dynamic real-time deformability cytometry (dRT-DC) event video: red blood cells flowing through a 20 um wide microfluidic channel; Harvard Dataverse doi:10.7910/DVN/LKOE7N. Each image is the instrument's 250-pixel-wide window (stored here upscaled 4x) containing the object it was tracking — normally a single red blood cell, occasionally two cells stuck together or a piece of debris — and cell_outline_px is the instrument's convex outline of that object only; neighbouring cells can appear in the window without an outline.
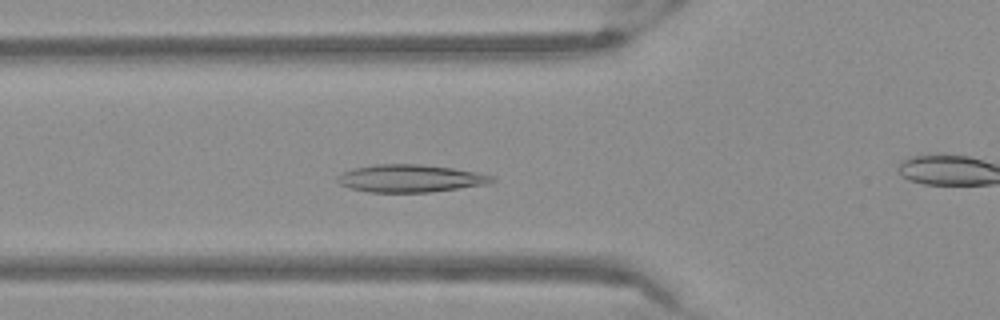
{"species": "Egyptian fruit bat (a non-hibernating species)", "species_latin": "Rousettus aegyptiacus", "temperature_condition": "warm", "stored_images_in_passage": 40, "camera_frame_rate_fps": 3000, "um_per_image_px": 0.085, "frame": {"image": 1, "passage_image": 5, "time_ms": 1.333, "image_size_px": [1000, 320], "cell_outline_px": [[496, 180], [488, 184], [432, 192], [368, 192], [348, 188], [340, 184], [336, 180], [336, 176], [344, 172], [356, 168], [376, 164], [420, 164], [452, 168], [476, 172], [496, 176]], "centroid_in_image_um": [34.9, 15.17], "position_along_channel_um": 90.9, "area_um2": 24.91}}
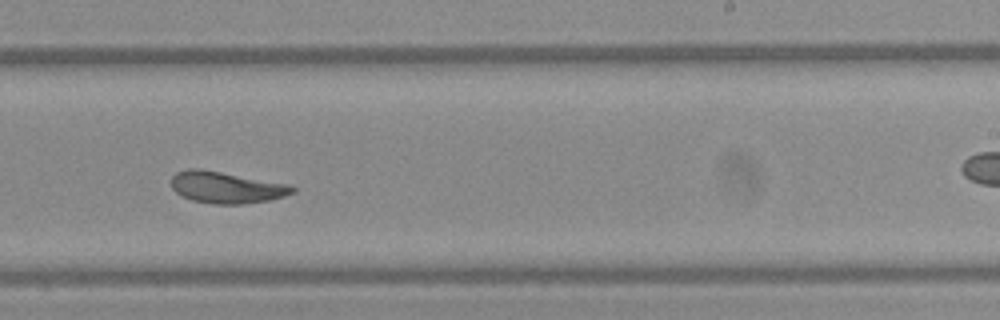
{"frame": {"image": 2, "passage_image": 19, "time_ms": 6.0, "image_size_px": [1000, 320], "cell_outline_px": [[296, 192], [284, 196], [268, 200], [240, 204], [212, 204], [192, 200], [176, 192], [172, 188], [172, 176], [176, 172], [188, 168], [200, 168], [288, 184], [296, 188]], "centroid_in_image_um": [19.23, 15.92], "position_along_channel_um": 269.8, "area_um2": 22.2}}
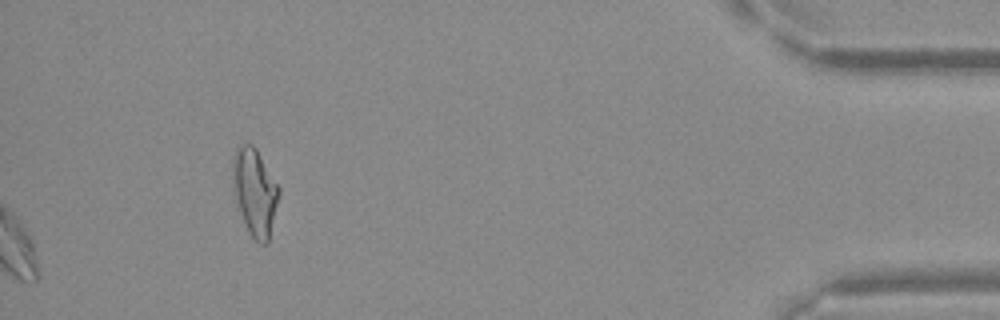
{"frame": {"image": 3, "passage_image": 40, "time_ms": 13.0, "image_size_px": [1000, 320], "cell_outline_px": [[280, 192], [268, 244], [260, 244], [248, 232], [240, 212], [236, 196], [232, 176], [232, 164], [236, 148], [240, 144], [252, 144], [256, 148], [280, 188]], "centroid_in_image_um": [21.67, 16.31], "position_along_channel_um": 413.5, "area_um2": 23.18}}